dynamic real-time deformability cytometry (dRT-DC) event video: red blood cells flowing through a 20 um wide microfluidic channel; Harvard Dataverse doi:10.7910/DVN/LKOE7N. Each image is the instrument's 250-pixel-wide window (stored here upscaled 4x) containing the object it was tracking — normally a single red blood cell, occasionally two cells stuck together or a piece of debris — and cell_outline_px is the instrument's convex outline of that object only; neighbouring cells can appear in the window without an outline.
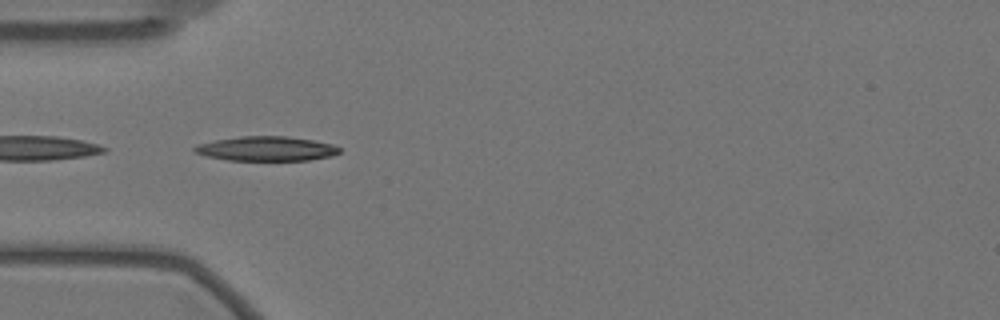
{"species": "Egyptian fruit bat (a non-hibernating species)", "species_latin": "Rousettus aegyptiacus", "temperature_condition": "warm", "stored_images_in_passage": 42, "camera_frame_rate_fps": 3000, "um_per_image_px": 0.085, "animal": {"sex": "female"}, "frame": {"image": 1, "passage_image": 2, "time_ms": 0.333, "image_size_px": [1000, 320], "cell_outline_px": [[340, 152], [332, 156], [308, 160], [228, 160], [208, 156], [196, 152], [192, 148], [196, 144], [216, 140], [240, 136], [288, 136], [312, 140], [332, 144], [340, 148]], "centroid_in_image_um": [22.65, 12.63], "position_along_channel_um": 62.3, "area_um2": 20.58}}
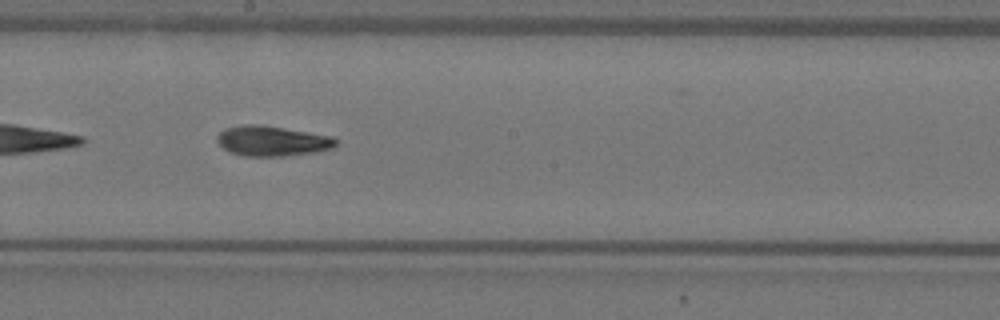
{"frame": {"image": 2, "passage_image": 16, "time_ms": 5.0, "image_size_px": [1000, 320], "cell_outline_px": [[336, 144], [332, 148], [316, 152], [288, 156], [244, 156], [228, 152], [216, 140], [216, 136], [224, 128], [244, 124], [256, 124], [332, 136], [336, 140]], "centroid_in_image_um": [23.09, 11.99], "position_along_channel_um": 225.1, "area_um2": 20.81}}
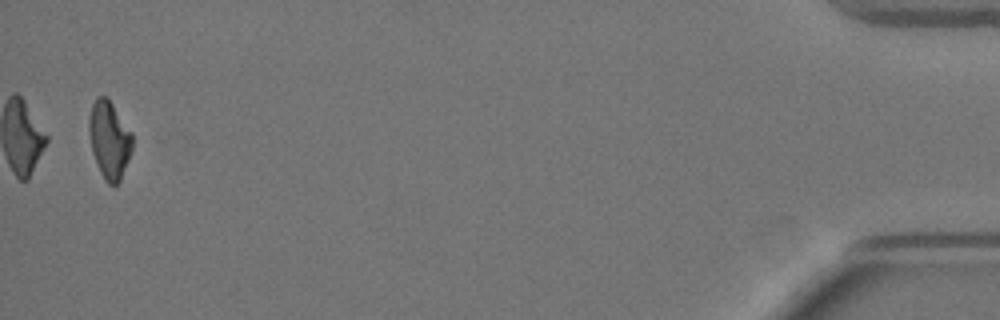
{"frame": {"image": 3, "passage_image": 41, "time_ms": 13.333, "image_size_px": [1000, 320], "cell_outline_px": [[132, 148], [128, 160], [120, 180], [116, 184], [108, 184], [104, 180], [100, 172], [92, 152], [88, 132], [88, 120], [92, 104], [96, 96], [104, 96], [112, 104], [132, 132]], "centroid_in_image_um": [9.27, 11.88], "position_along_channel_um": 425.9, "area_um2": 19.48}, "authors_computed_cell_mechanics": {"area_um2": 20.2589, "velocity_mm_per_s": 3.4894, "shape_relaxation_time_tau1_ms": 6.9179, "shape_relaxation_time_tau2_ms": 2.8238, "deformation_change_tau1": 0.2195, "deformation_change_tau2": 0.0951}}